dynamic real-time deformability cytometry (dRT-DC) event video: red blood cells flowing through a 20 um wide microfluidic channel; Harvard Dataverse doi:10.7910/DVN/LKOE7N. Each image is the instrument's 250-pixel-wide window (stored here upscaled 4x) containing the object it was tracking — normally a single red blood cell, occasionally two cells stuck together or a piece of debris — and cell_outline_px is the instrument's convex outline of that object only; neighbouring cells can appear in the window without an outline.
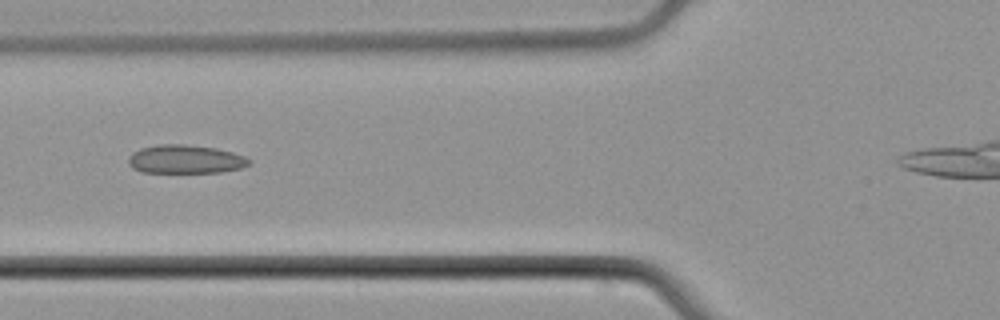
{"species": "common noctule bat (a hibernating species)", "species_latin": "Nyctalus noctula", "temperature_condition": "cold", "stored_images_in_passage": 3, "camera_frame_rate_fps": 3000, "um_per_image_px": 0.085, "animal": {"sex": "male", "body_mass_g": 21.5, "forearm_length_mm": 52.0}, "frame": {"image": 1, "passage_image": 2, "time_ms": 1.0, "image_size_px": [1000, 320], "cell_outline_px": [[252, 160], [248, 164], [240, 168], [224, 172], [140, 172], [132, 168], [128, 164], [128, 160], [132, 152], [140, 148], [160, 144], [180, 144], [216, 148], [232, 152], [244, 156]], "centroid_in_image_um": [15.73, 13.54], "position_along_channel_um": 110.1, "area_um2": 20.06}}
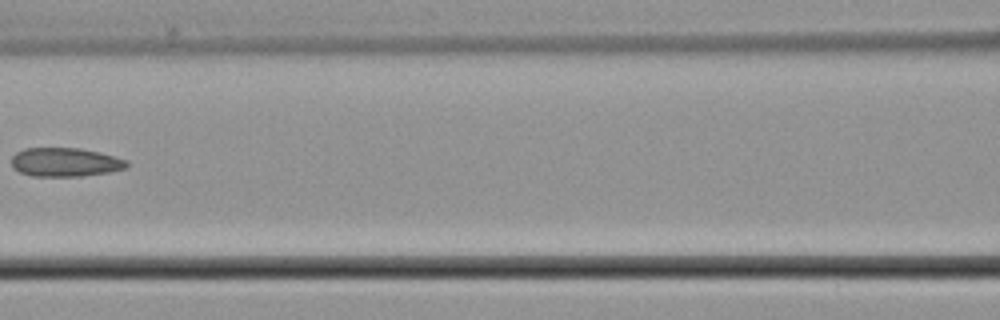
{"frame": {"image": 2, "passage_image": 3, "time_ms": 2.333, "image_size_px": [1000, 320], "cell_outline_px": [[128, 164], [124, 168], [108, 172], [80, 176], [32, 176], [20, 172], [12, 168], [12, 156], [16, 152], [24, 148], [80, 148], [100, 152], [128, 160]], "centroid_in_image_um": [5.51, 13.78], "position_along_channel_um": 161.1, "area_um2": 19.36}}